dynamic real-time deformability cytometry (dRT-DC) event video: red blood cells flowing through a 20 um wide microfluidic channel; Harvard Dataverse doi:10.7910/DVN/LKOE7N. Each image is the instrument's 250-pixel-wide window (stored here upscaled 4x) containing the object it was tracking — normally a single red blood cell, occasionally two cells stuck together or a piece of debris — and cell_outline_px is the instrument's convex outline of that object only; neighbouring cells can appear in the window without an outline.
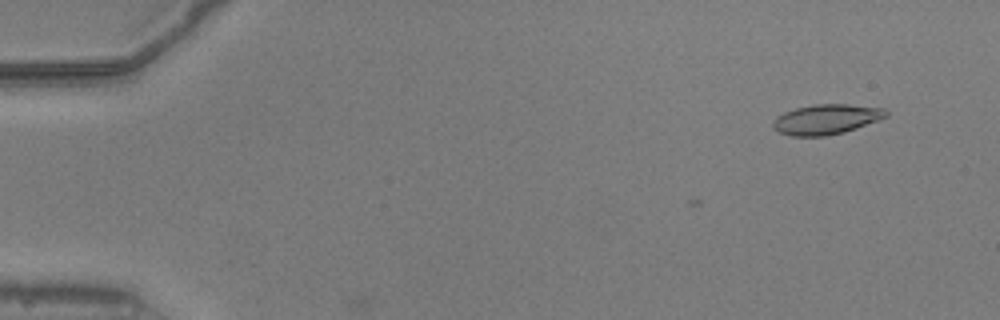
{"species": "common noctule bat (a hibernating species)", "species_latin": "Nyctalus noctula", "temperature_condition": "warm", "stored_images_in_passage": 3, "camera_frame_rate_fps": 3000, "um_per_image_px": 0.085, "animal": {"sex": "male", "body_mass_g": 20.5, "forearm_length_mm": 52.5}, "frame": {"image": 1, "passage_image": 1, "time_ms": 0.0, "image_size_px": [1000, 320], "cell_outline_px": [[888, 116], [880, 120], [844, 132], [824, 136], [792, 136], [780, 132], [772, 128], [772, 124], [776, 116], [784, 112], [796, 108], [816, 104], [848, 104], [884, 108], [888, 112]], "centroid_in_image_um": [70.24, 10.14], "position_along_channel_um": 14.8, "area_um2": 19.83}}